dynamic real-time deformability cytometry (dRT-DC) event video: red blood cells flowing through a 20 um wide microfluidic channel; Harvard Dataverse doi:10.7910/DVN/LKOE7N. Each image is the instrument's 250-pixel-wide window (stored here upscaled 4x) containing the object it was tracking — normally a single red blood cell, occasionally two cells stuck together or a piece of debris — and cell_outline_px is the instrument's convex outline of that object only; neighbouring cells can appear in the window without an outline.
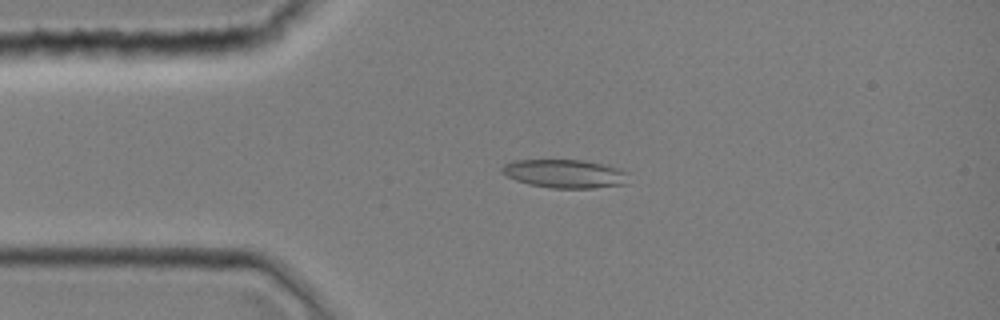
{"species": "common noctule bat (a hibernating species)", "species_latin": "Nyctalus noctula", "temperature_condition": "room temperature", "stored_images_in_passage": 43, "camera_frame_rate_fps": 3000, "um_per_image_px": 0.085, "animal": {"sex": "female", "body_mass_g": 19.0, "forearm_length_mm": 51.5}, "frame": {"image": 1, "passage_image": 9, "time_ms": 2.667, "image_size_px": [1000, 320], "cell_outline_px": [[628, 184], [592, 188], [552, 188], [528, 184], [516, 180], [500, 172], [500, 168], [504, 164], [512, 160], [584, 160], [608, 164], [620, 168], [628, 172]], "centroid_in_image_um": [48.05, 14.75], "position_along_channel_um": 37.0, "area_um2": 21.39}}
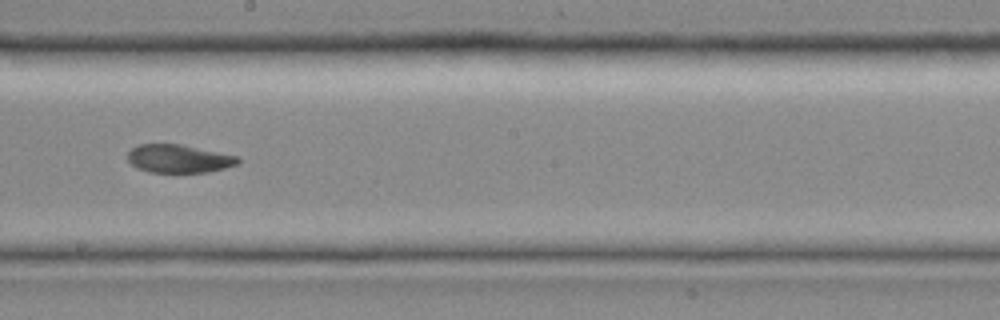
{"frame": {"image": 2, "passage_image": 24, "time_ms": 7.667, "image_size_px": [1000, 320], "cell_outline_px": [[240, 164], [208, 172], [148, 172], [132, 164], [128, 160], [128, 152], [132, 148], [140, 144], [180, 144], [236, 156], [240, 160]], "centroid_in_image_um": [15.2, 13.49], "position_along_channel_um": 233.0, "area_um2": 17.86}}
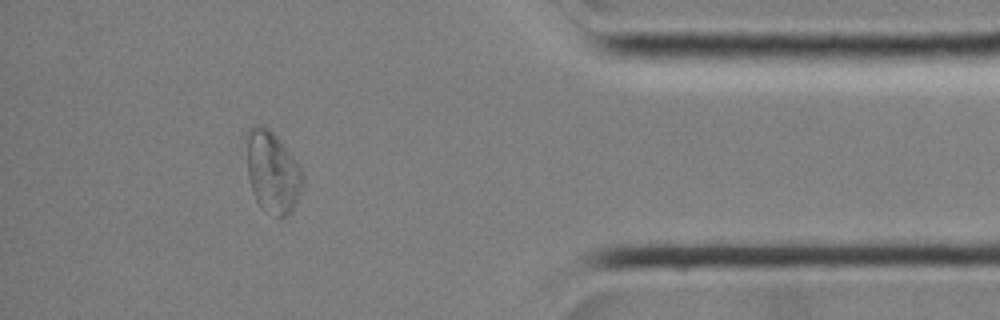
{"frame": {"image": 3, "passage_image": 38, "time_ms": 12.333, "image_size_px": [1000, 320], "cell_outline_px": [[304, 180], [292, 212], [288, 216], [280, 216], [260, 204], [256, 200], [252, 192], [248, 176], [244, 136], [244, 132], [248, 128], [256, 124], [260, 124], [268, 128], [276, 136], [292, 156], [304, 172]], "centroid_in_image_um": [23.12, 14.53], "position_along_channel_um": 412.1, "area_um2": 26.7}}